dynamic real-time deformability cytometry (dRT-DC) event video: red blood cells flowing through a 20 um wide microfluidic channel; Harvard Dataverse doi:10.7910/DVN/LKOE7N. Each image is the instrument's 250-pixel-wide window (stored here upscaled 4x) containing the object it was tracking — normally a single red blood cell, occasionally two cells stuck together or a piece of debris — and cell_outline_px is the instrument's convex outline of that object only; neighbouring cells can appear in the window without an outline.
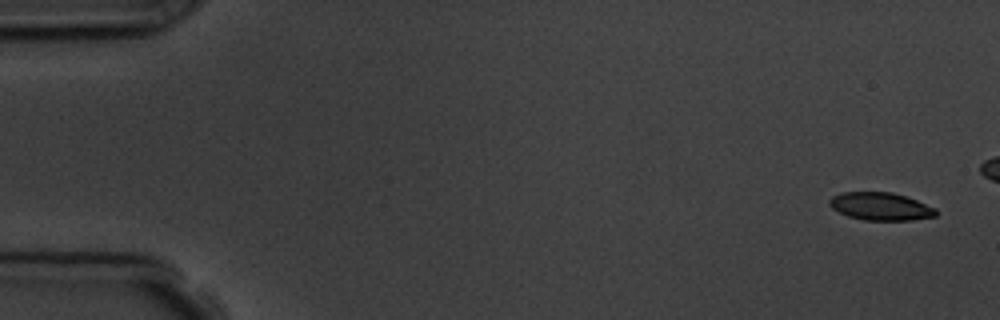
{"species": "common noctule bat (a hibernating species)", "species_latin": "Nyctalus noctula", "temperature_condition": "room temperature", "stored_images_in_passage": 5, "camera_frame_rate_fps": 3000, "um_per_image_px": 0.085, "animal": {"sex": "male", "body_mass_g": 19.5, "forearm_length_mm": 54.6}, "frame": {"image": 1, "passage_image": 1, "time_ms": 0.0, "image_size_px": [1000, 320], "cell_outline_px": [[936, 216], [912, 220], [864, 220], [848, 216], [832, 208], [828, 204], [828, 200], [832, 196], [840, 192], [892, 192], [916, 200], [936, 208]], "centroid_in_image_um": [74.82, 17.54], "position_along_channel_um": 10.2, "area_um2": 17.22}}